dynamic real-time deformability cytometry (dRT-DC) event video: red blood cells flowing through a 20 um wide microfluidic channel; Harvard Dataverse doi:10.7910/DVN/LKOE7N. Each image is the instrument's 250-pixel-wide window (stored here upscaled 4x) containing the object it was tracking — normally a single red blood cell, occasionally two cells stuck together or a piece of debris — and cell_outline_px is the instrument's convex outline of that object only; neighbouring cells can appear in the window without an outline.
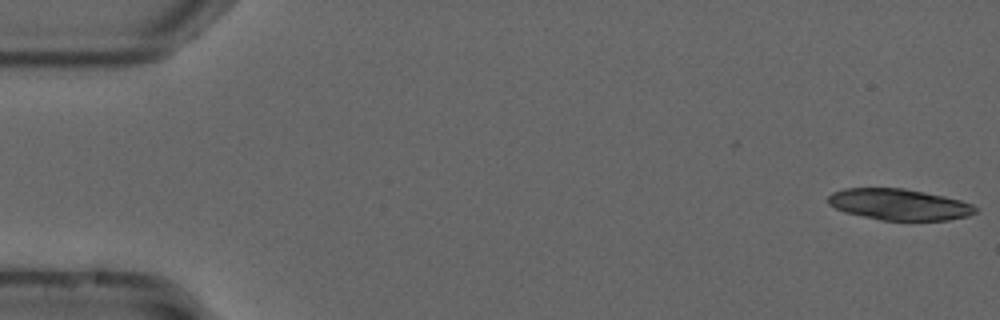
{"species": "common noctule bat (a hibernating species)", "species_latin": "Nyctalus noctula", "temperature_condition": "cold", "stored_images_in_passage": 24, "segment_of_instrument_passage": [1, 2], "camera_frame_rate_fps": 3000, "um_per_image_px": 0.085, "animal": {"sex": "male", "forearm_length_mm": 52.5}, "frame": {"image": 1, "passage_image": 1, "time_ms": 0.0, "image_size_px": [1000, 320], "cell_outline_px": [[976, 212], [968, 216], [948, 220], [880, 220], [844, 212], [828, 204], [828, 196], [832, 192], [844, 188], [904, 188], [944, 196], [960, 200], [972, 204], [976, 208]], "centroid_in_image_um": [76.4, 17.38], "position_along_channel_um": 8.6, "area_um2": 26.76}}